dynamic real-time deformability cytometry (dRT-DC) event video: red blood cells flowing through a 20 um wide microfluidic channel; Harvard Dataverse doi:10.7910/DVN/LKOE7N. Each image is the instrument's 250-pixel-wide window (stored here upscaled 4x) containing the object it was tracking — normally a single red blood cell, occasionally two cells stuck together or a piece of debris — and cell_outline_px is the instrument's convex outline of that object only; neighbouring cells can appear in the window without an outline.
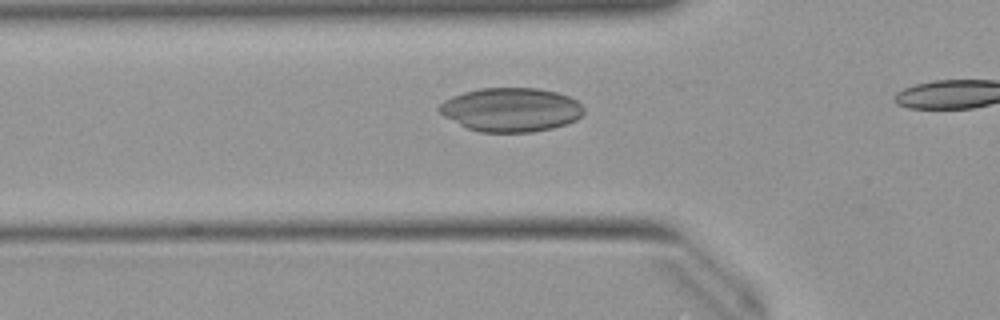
{"species": "Egyptian fruit bat (a non-hibernating species)", "species_latin": "Rousettus aegyptiacus", "temperature_condition": "warm", "stored_images_in_passage": 15, "camera_frame_rate_fps": 3000, "um_per_image_px": 0.085, "animal": {"sex": "female"}, "frame": {"image": 1, "passage_image": 10, "time_ms": 3.0, "image_size_px": [1000, 320], "cell_outline_px": [[584, 112], [576, 120], [552, 128], [532, 132], [480, 132], [468, 128], [444, 116], [436, 108], [444, 100], [452, 96], [464, 92], [480, 88], [540, 88], [556, 92], [568, 96], [576, 100], [584, 108]], "centroid_in_image_um": [43.43, 9.32], "position_along_channel_um": 82.4, "area_um2": 36.88}}